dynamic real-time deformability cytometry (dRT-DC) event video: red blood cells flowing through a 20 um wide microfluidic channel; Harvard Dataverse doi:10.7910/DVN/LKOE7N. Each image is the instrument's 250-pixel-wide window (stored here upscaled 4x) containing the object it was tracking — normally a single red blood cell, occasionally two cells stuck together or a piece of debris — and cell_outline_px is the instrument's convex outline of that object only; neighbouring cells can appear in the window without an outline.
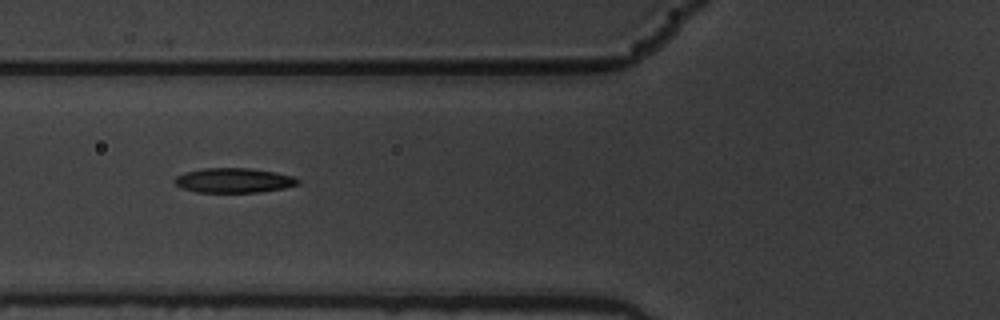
{"species": "common noctule bat (a hibernating species)", "species_latin": "Nyctalus noctula", "temperature_condition": "warm", "stored_images_in_passage": 9, "camera_frame_rate_fps": 3000, "um_per_image_px": 0.085, "animal": {"sex": "male", "body_mass_g": 19.5, "forearm_length_mm": 54.6}, "frame": {"image": 1, "passage_image": 4, "time_ms": 1.0, "image_size_px": [1000, 320], "cell_outline_px": [[300, 184], [284, 188], [260, 192], [196, 192], [180, 188], [172, 180], [176, 176], [184, 172], [204, 168], [248, 168], [276, 172], [292, 176], [300, 180]], "centroid_in_image_um": [19.85, 15.33], "position_along_channel_um": 105.9, "area_um2": 17.86}}
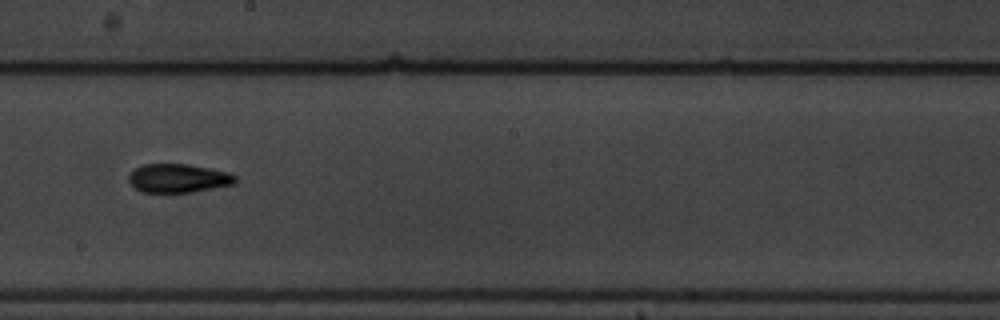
{"frame": {"image": 2, "passage_image": 7, "time_ms": 2.0, "image_size_px": [1000, 320], "cell_outline_px": [[236, 184], [192, 192], [140, 192], [128, 180], [128, 176], [136, 168], [144, 164], [188, 164], [228, 172], [236, 176]], "centroid_in_image_um": [15.17, 15.15], "position_along_channel_um": 233.0, "area_um2": 17.74}}
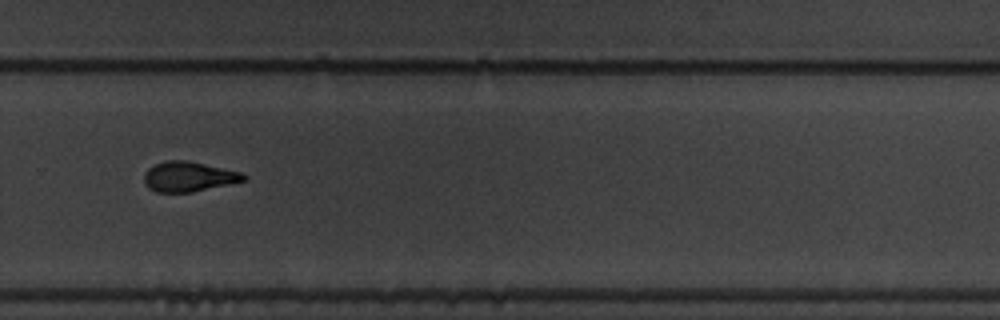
{"frame": {"image": 3, "passage_image": 9, "time_ms": 2.667, "image_size_px": [1000, 320], "cell_outline_px": [[248, 176], [244, 180], [228, 184], [192, 192], [156, 192], [148, 188], [144, 184], [144, 172], [148, 168], [156, 164], [168, 160], [188, 160], [240, 172]], "centroid_in_image_um": [15.99, 15.01], "position_along_channel_um": 313.8, "area_um2": 17.28}}